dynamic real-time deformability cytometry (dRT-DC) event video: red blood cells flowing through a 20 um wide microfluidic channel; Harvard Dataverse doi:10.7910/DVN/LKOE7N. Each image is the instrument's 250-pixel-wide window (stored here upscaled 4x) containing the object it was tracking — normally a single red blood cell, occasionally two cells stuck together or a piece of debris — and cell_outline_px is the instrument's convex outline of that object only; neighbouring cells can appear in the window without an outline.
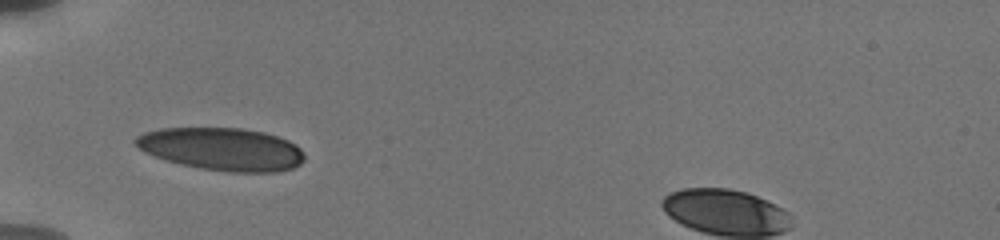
{"species": "human", "species_latin": "Homo sapiens", "temperature_condition": "cold", "stored_images_in_passage": 43, "segment_of_instrument_passage": [1, 2], "camera_frame_rate_fps": 3000, "um_per_image_px": 0.085, "donor": {"sex": "male"}, "frame": {"image": 1, "passage_image": 1, "time_ms": 0.0, "image_size_px": [1000, 240], "cell_outline_px": [[304, 160], [300, 164], [292, 168], [276, 172], [228, 172], [200, 168], [180, 164], [144, 152], [132, 140], [136, 136], [144, 132], [160, 128], [240, 128], [264, 132], [288, 140], [296, 144], [304, 152]], "centroid_in_image_um": [18.88, 12.67], "position_along_channel_um": 66.1, "area_um2": 42.08}}
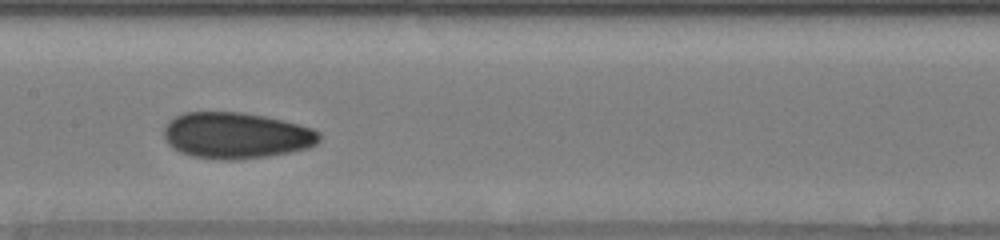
{"frame": {"image": 2, "passage_image": 11, "time_ms": 3.333, "image_size_px": [1000, 240], "cell_outline_px": [[320, 140], [316, 144], [308, 148], [268, 156], [232, 160], [224, 160], [192, 156], [180, 152], [172, 148], [168, 144], [164, 136], [164, 128], [168, 120], [184, 112], [244, 112], [284, 120], [312, 128], [320, 132]], "centroid_in_image_um": [20.06, 11.51], "position_along_channel_um": 187.3, "area_um2": 41.96}}
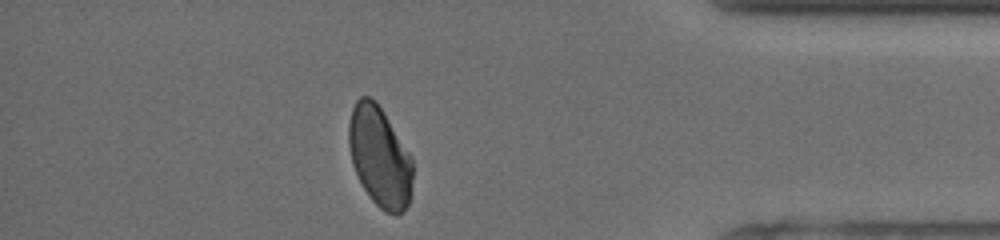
{"frame": {"image": 3, "passage_image": 34, "time_ms": 9.667, "image_size_px": [1000, 240], "cell_outline_px": [[412, 180], [408, 204], [400, 212], [384, 212], [372, 200], [364, 188], [352, 164], [348, 144], [348, 124], [352, 108], [356, 100], [360, 96], [368, 96], [376, 100], [412, 156]], "centroid_in_image_um": [32.25, 13.26], "position_along_channel_um": 402.9, "area_um2": 37.17}}